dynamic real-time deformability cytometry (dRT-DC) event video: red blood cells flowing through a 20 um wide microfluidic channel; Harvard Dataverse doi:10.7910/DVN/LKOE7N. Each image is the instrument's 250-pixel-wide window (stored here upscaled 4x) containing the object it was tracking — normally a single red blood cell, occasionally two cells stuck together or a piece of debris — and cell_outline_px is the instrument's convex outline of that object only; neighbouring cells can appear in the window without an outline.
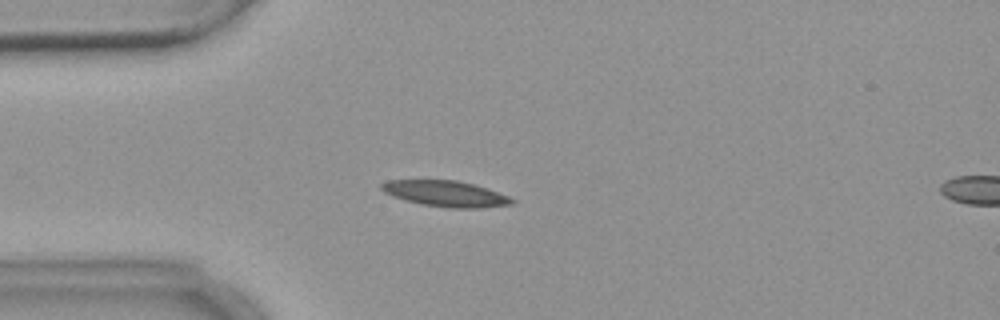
{"species": "common noctule bat (a hibernating species)", "species_latin": "Nyctalus noctula", "temperature_condition": "warm", "stored_images_in_passage": 5, "camera_frame_rate_fps": 3000, "um_per_image_px": 0.085, "animal": {"sex": "female", "body_mass_g": 18.4}, "frame": {"image": 1, "passage_image": 4, "time_ms": 4.333, "image_size_px": [1000, 320], "cell_outline_px": [[516, 200], [512, 204], [480, 208], [448, 208], [420, 204], [404, 200], [392, 196], [384, 192], [380, 188], [380, 184], [388, 180], [456, 180], [472, 184], [508, 196]], "centroid_in_image_um": [37.83, 16.47], "position_along_channel_um": 47.2, "area_um2": 19.59}}